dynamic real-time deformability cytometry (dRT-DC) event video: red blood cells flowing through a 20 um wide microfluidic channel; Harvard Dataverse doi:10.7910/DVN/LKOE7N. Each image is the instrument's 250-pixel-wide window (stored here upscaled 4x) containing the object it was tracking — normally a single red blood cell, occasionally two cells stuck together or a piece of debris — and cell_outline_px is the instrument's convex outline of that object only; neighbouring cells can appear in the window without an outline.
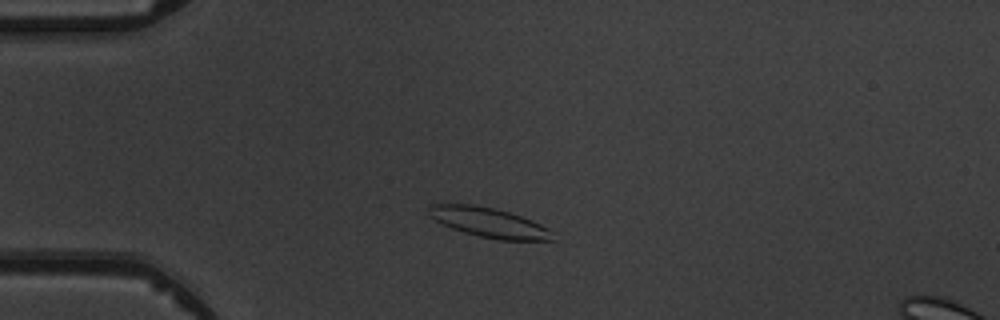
{"species": "common noctule bat (a hibernating species)", "species_latin": "Nyctalus noctula", "temperature_condition": "warm", "stored_images_in_passage": 4, "camera_frame_rate_fps": 3000, "um_per_image_px": 0.085, "animal": {"sex": "male", "body_mass_g": 19.5, "forearm_length_mm": 54.6}, "frame": {"image": 1, "passage_image": 2, "time_ms": 1.333, "image_size_px": [1000, 320], "cell_outline_px": [[556, 240], [500, 240], [480, 236], [464, 232], [452, 228], [436, 220], [428, 212], [428, 204], [472, 204], [492, 208], [508, 212], [532, 220], [548, 228]], "centroid_in_image_um": [41.57, 18.91], "position_along_channel_um": 43.4, "area_um2": 21.1}}